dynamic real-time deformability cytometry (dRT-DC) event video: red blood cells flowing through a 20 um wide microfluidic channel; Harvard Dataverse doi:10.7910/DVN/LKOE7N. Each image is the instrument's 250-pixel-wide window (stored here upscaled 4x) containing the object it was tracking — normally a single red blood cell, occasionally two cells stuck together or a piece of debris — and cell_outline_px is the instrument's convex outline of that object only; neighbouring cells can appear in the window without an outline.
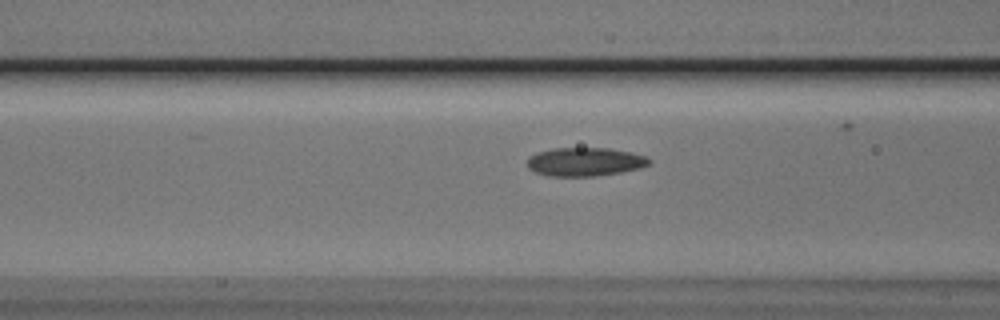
{"species": "Egyptian fruit bat (a non-hibernating species)", "species_latin": "Rousettus aegyptiacus", "temperature_condition": "cold", "stored_images_in_passage": 26, "camera_frame_rate_fps": 3000, "um_per_image_px": 0.085, "animal": {"sex": "male"}, "frame": {"image": 1, "passage_image": 3, "time_ms": 0.667, "image_size_px": [1000, 320], "cell_outline_px": [[652, 160], [648, 164], [640, 168], [620, 172], [592, 176], [548, 176], [536, 172], [528, 168], [528, 156], [536, 152], [552, 148], [608, 148], [628, 152], [644, 156]], "centroid_in_image_um": [49.67, 13.75], "position_along_channel_um": 116.9, "area_um2": 20.17}}
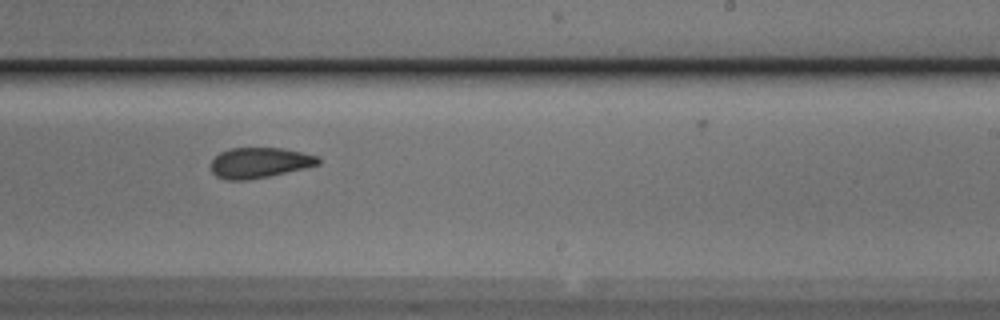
{"frame": {"image": 2, "passage_image": 15, "time_ms": 4.667, "image_size_px": [1000, 320], "cell_outline_px": [[320, 164], [304, 168], [268, 176], [248, 180], [228, 180], [216, 176], [212, 172], [212, 160], [220, 152], [232, 148], [284, 148], [320, 156]], "centroid_in_image_um": [22.08, 13.82], "position_along_channel_um": 266.9, "area_um2": 18.96}}
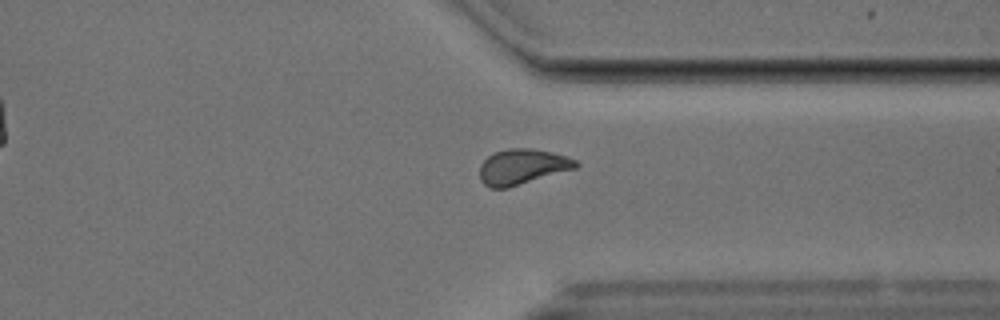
{"frame": {"image": 3, "passage_image": 23, "time_ms": 7.333, "image_size_px": [1000, 320], "cell_outline_px": [[580, 164], [576, 168], [508, 188], [488, 188], [480, 180], [480, 164], [488, 156], [496, 152], [508, 148], [532, 148], [552, 152], [576, 160]], "centroid_in_image_um": [44.38, 14.18], "position_along_channel_um": 367.0, "area_um2": 19.83}}